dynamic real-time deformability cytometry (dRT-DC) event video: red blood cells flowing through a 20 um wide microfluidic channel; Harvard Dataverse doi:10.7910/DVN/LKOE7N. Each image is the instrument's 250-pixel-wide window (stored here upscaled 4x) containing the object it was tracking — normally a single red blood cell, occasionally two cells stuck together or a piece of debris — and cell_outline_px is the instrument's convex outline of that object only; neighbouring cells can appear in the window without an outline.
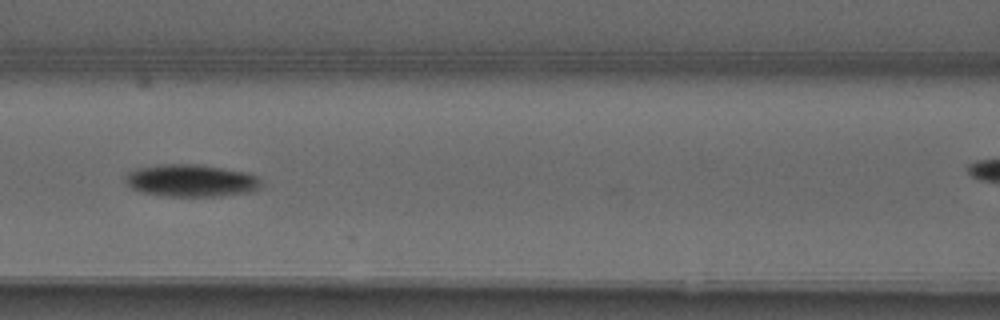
{"species": "common noctule bat (a hibernating species)", "species_latin": "Nyctalus noctula", "temperature_condition": "warm", "stored_images_in_passage": 7, "segment_of_instrument_passage": [1, 2], "camera_frame_rate_fps": 3000, "um_per_image_px": 0.085, "animal": {"sex": "male", "forearm_length_mm": 52.5}, "frame": {"image": 1, "passage_image": 6, "time_ms": 1.667, "image_size_px": [1000, 320], "cell_outline_px": [[260, 188], [248, 192], [216, 196], [168, 196], [144, 192], [132, 188], [124, 180], [124, 176], [128, 172], [136, 168], [160, 164], [196, 164], [248, 172], [256, 176], [260, 180]], "centroid_in_image_um": [16.22, 15.34], "position_along_channel_um": 150.4, "area_um2": 25.43}}